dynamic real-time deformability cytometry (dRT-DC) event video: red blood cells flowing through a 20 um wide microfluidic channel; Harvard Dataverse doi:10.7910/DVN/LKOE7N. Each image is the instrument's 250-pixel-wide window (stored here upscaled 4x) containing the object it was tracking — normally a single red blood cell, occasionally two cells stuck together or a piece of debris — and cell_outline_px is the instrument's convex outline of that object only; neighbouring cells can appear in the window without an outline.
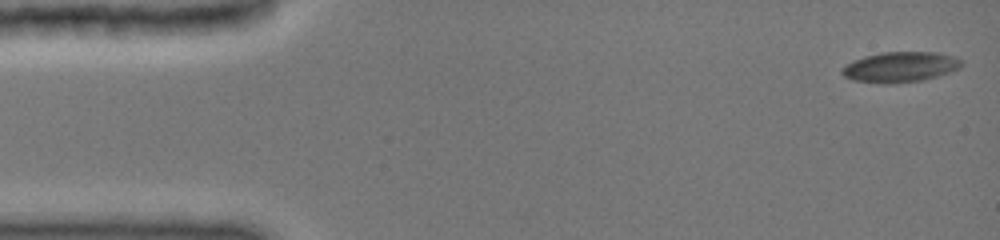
{"species": "common noctule bat (a hibernating species)", "species_latin": "Nyctalus noctula", "temperature_condition": "cold", "stored_images_in_passage": 30, "camera_frame_rate_fps": 3000, "um_per_image_px": 0.085, "animal": {"sex": "female", "body_mass_g": 19.0, "forearm_length_mm": 51.5}, "frame": {"image": 1, "passage_image": 1, "time_ms": 0.0, "image_size_px": [1000, 240], "cell_outline_px": [[960, 68], [936, 76], [920, 80], [852, 80], [844, 76], [840, 72], [848, 64], [856, 60], [868, 56], [884, 52], [936, 52], [952, 56], [960, 60]], "centroid_in_image_um": [76.57, 5.64], "position_along_channel_um": 8.4, "area_um2": 19.54}}
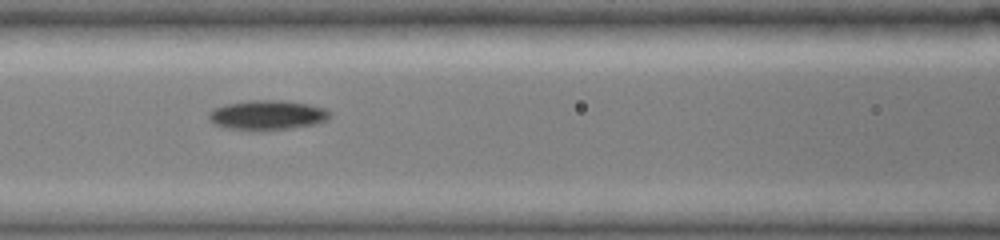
{"frame": {"image": 2, "passage_image": 13, "time_ms": 6.333, "image_size_px": [1000, 240], "cell_outline_px": [[332, 112], [324, 120], [316, 124], [288, 128], [228, 128], [216, 124], [208, 116], [216, 108], [228, 104], [252, 100], [284, 100], [308, 104], [324, 108]], "centroid_in_image_um": [22.8, 9.74], "position_along_channel_um": 143.8, "area_um2": 19.83}}
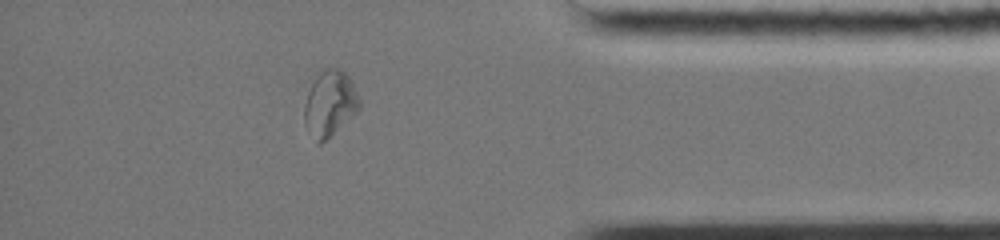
{"frame": {"image": 3, "passage_image": 26, "time_ms": 13.333, "image_size_px": [1000, 240], "cell_outline_px": [[360, 108], [356, 112], [320, 144], [316, 140], [304, 124], [304, 104], [308, 92], [312, 84], [320, 72], [328, 68], [340, 68], [348, 76], [360, 100]], "centroid_in_image_um": [28.02, 8.78], "position_along_channel_um": 407.2, "area_um2": 20.4}, "authors_computed_cell_mechanics": {"area_um2": 19.7965, "velocity_mm_per_s": 3.9755, "shape_relaxation_time_tau1_ms": 4.7481, "shape_relaxation_time_tau2_ms": null, "deformation_change_tau1": 0.1377, "deformation_change_tau2": null}}